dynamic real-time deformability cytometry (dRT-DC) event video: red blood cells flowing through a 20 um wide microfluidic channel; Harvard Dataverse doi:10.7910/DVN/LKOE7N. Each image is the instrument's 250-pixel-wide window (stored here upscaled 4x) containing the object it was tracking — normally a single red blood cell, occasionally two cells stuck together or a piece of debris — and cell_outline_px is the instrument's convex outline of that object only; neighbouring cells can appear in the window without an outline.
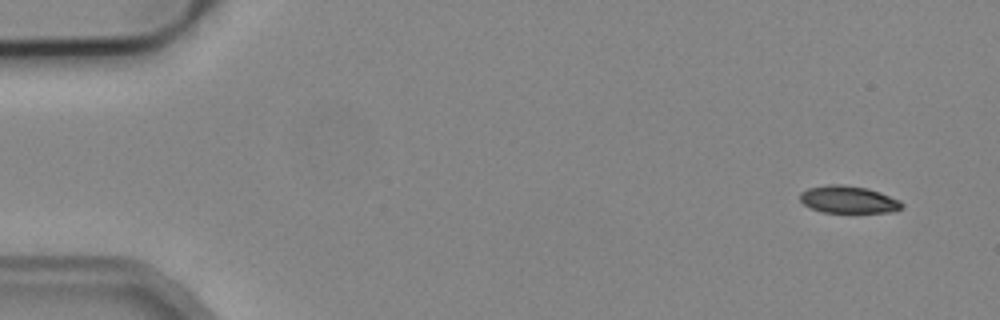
{"species": "common noctule bat (a hibernating species)", "species_latin": "Nyctalus noctula", "temperature_condition": "cold", "stored_images_in_passage": 4, "camera_frame_rate_fps": 3000, "um_per_image_px": 0.085, "animal": {"sex": "male", "body_mass_g": 19.2, "forearm_length_mm": 51.8}, "frame": {"image": 1, "passage_image": 1, "time_ms": 0.0, "image_size_px": [1000, 320], "cell_outline_px": [[904, 204], [900, 208], [888, 212], [824, 212], [812, 208], [804, 204], [800, 200], [800, 192], [808, 188], [828, 184], [840, 184], [868, 188], [880, 192], [900, 200]], "centroid_in_image_um": [72.1, 16.94], "position_along_channel_um": 12.9, "area_um2": 16.07}}
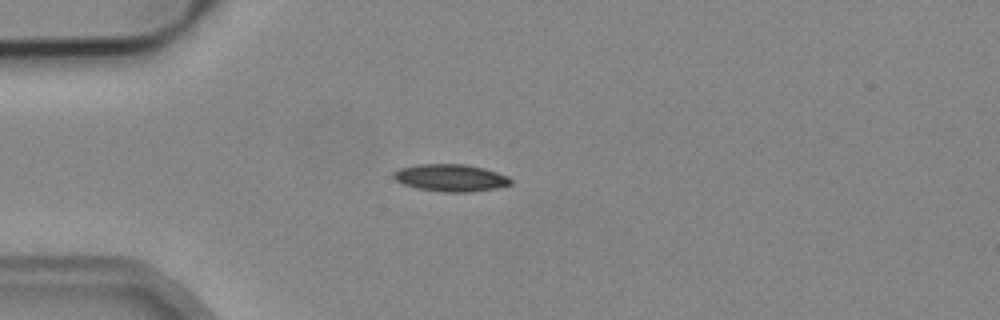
{"frame": {"image": 2, "passage_image": 4, "time_ms": 3.667, "image_size_px": [1000, 320], "cell_outline_px": [[512, 184], [496, 188], [468, 192], [440, 192], [416, 188], [404, 184], [396, 180], [392, 176], [392, 172], [400, 168], [416, 164], [464, 164], [484, 168], [508, 176], [512, 180]], "centroid_in_image_um": [38.29, 15.11], "position_along_channel_um": 46.7, "area_um2": 18.67}}